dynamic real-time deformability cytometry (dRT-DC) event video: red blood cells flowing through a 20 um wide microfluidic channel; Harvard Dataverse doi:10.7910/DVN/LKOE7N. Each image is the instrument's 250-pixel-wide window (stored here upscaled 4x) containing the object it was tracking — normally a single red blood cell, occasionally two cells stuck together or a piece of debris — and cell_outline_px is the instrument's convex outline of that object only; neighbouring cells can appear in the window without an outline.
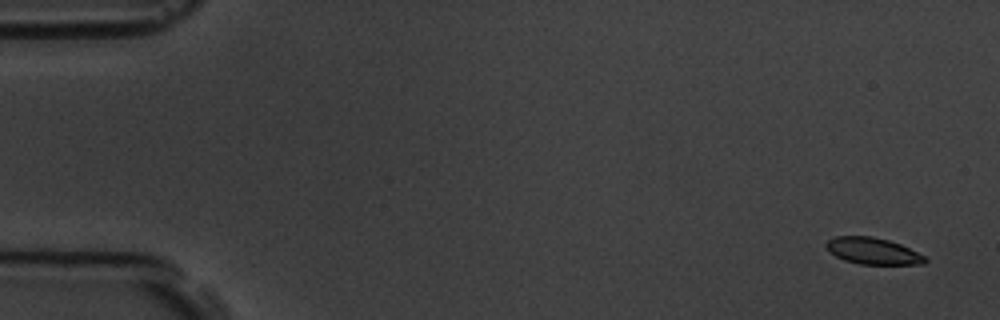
{"species": "common noctule bat (a hibernating species)", "species_latin": "Nyctalus noctula", "temperature_condition": "room temperature", "stored_images_in_passage": 6, "camera_frame_rate_fps": 3000, "um_per_image_px": 0.085, "animal": {"sex": "male", "body_mass_g": 19.5, "forearm_length_mm": 54.6}, "frame": {"image": 1, "passage_image": 1, "time_ms": 0.0, "image_size_px": [1000, 320], "cell_outline_px": [[928, 260], [924, 264], [860, 264], [844, 260], [828, 252], [824, 244], [828, 240], [836, 236], [872, 236], [888, 240], [900, 244], [924, 256]], "centroid_in_image_um": [74.15, 21.33], "position_along_channel_um": 10.9, "area_um2": 15.26}}